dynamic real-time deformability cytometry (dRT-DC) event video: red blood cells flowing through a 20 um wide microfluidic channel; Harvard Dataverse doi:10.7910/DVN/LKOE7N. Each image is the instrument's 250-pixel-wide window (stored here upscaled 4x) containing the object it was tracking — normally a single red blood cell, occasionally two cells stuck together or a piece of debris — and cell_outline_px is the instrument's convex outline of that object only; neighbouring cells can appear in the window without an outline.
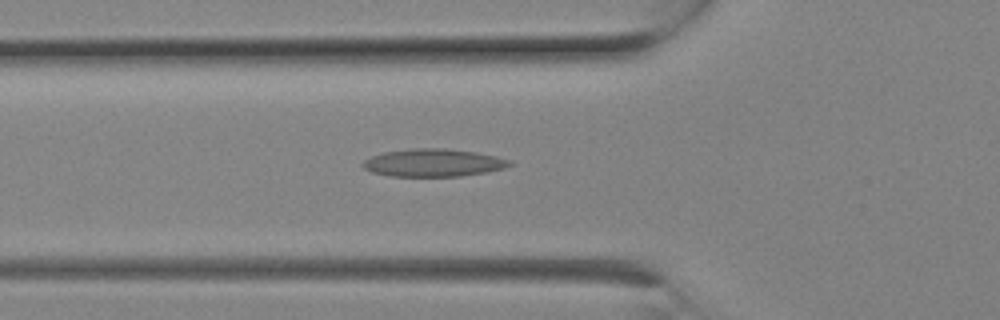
{"species": "Egyptian fruit bat (a non-hibernating species)", "species_latin": "Rousettus aegyptiacus", "temperature_condition": "room temperature", "stored_images_in_passage": 8, "camera_frame_rate_fps": 3000, "um_per_image_px": 0.085, "animal": {"sex": "female"}, "frame": {"image": 1, "passage_image": 8, "time_ms": 2.333, "image_size_px": [1000, 320], "cell_outline_px": [[512, 164], [504, 168], [484, 172], [460, 176], [392, 176], [372, 172], [364, 168], [360, 164], [364, 160], [372, 156], [384, 152], [412, 148], [444, 148], [476, 152], [496, 156], [512, 160]], "centroid_in_image_um": [36.83, 13.83], "position_along_channel_um": 89.0, "area_um2": 23.64}}